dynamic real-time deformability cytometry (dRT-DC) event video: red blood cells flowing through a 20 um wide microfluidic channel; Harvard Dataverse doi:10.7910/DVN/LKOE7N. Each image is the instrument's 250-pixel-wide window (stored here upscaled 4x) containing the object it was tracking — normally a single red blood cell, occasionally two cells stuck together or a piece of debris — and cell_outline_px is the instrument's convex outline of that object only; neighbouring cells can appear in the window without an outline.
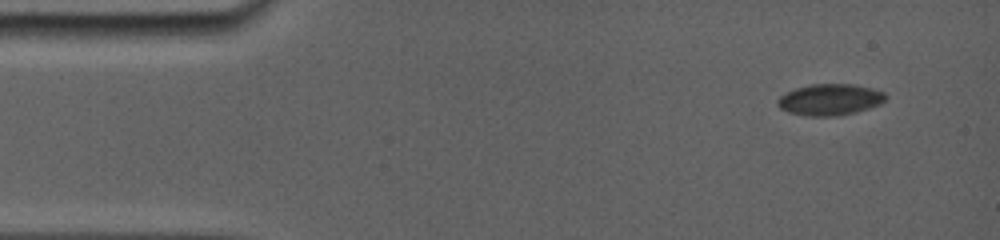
{"species": "common noctule bat (a hibernating species)", "species_latin": "Nyctalus noctula", "temperature_condition": "room temperature", "stored_images_in_passage": 33, "camera_frame_rate_fps": 5000, "um_per_image_px": 0.085, "animal": {"sex": "female", "body_mass_g": 19.0, "forearm_length_mm": 56.7}, "frame": {"image": 1, "passage_image": 1, "time_ms": 0.0, "image_size_px": [1000, 240], "cell_outline_px": [[888, 96], [880, 104], [868, 108], [852, 112], [824, 116], [816, 116], [792, 112], [780, 108], [776, 104], [776, 100], [784, 92], [808, 84], [856, 84], [872, 88], [884, 92]], "centroid_in_image_um": [70.53, 8.42], "position_along_channel_um": 14.5, "area_um2": 19.42}}
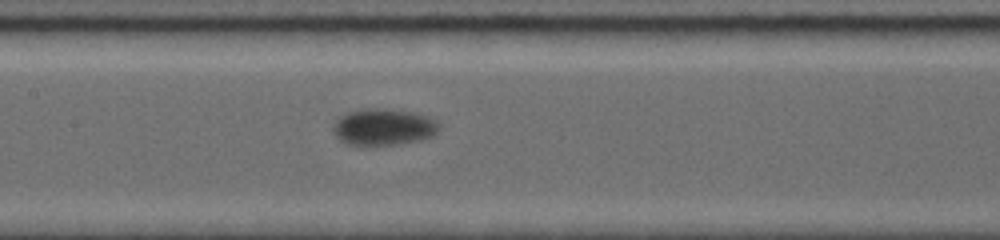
{"frame": {"image": 2, "passage_image": 15, "time_ms": 7.2, "image_size_px": [1000, 240], "cell_outline_px": [[436, 128], [428, 136], [392, 144], [356, 144], [344, 140], [336, 132], [336, 124], [348, 112], [368, 108], [384, 108], [408, 112], [424, 116], [432, 120], [436, 124]], "centroid_in_image_um": [32.57, 10.75], "position_along_channel_um": 174.8, "area_um2": 20.46}}
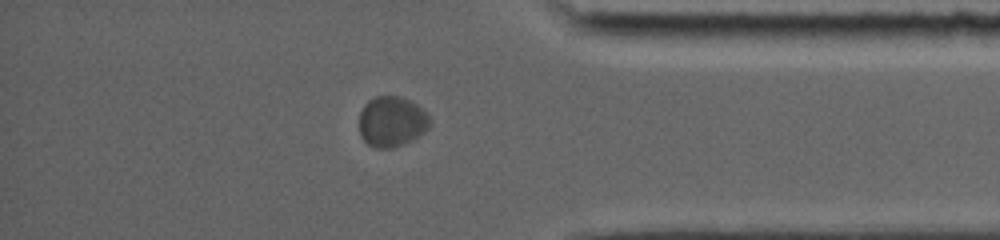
{"frame": {"image": 3, "passage_image": 28, "time_ms": 13.8, "image_size_px": [1000, 240], "cell_outline_px": [[432, 124], [424, 132], [412, 140], [392, 148], [376, 148], [368, 144], [360, 136], [360, 112], [364, 104], [368, 100], [376, 96], [400, 96], [416, 104], [432, 120]], "centroid_in_image_um": [33.29, 10.33], "position_along_channel_um": 401.9, "area_um2": 20.75}, "authors_computed_cell_mechanics": {"area_um2": 20.3456, "velocity_mm_per_s": 3.5416, "shape_relaxation_time_tau1_ms": 1.5508, "shape_relaxation_time_tau2_ms": null, "deformation_change_tau1": 0.0694, "deformation_change_tau2": null}}